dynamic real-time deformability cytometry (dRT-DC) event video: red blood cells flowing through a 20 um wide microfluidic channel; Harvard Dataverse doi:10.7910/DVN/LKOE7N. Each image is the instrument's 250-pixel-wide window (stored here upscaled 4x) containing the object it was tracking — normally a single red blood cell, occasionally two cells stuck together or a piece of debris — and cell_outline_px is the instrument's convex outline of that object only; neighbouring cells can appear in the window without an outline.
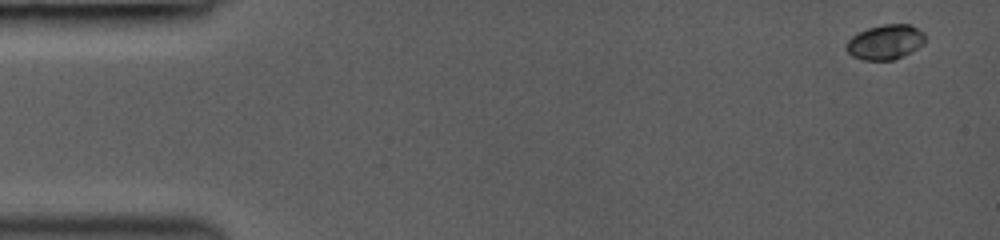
{"species": "common noctule bat (a hibernating species)", "species_latin": "Nyctalus noctula", "temperature_condition": "room temperature", "stored_images_in_passage": 12, "camera_frame_rate_fps": 3000, "um_per_image_px": 0.085, "animal": {"sex": "female", "body_mass_g": 19.0, "forearm_length_mm": 53.3}, "frame": {"image": 1, "passage_image": 1, "time_ms": 0.0, "image_size_px": [1000, 240], "cell_outline_px": [[924, 44], [912, 52], [892, 60], [864, 60], [852, 56], [844, 48], [844, 44], [852, 36], [868, 28], [884, 24], [908, 24], [924, 32]], "centroid_in_image_um": [75.23, 3.58], "position_along_channel_um": 9.8, "area_um2": 16.01}}
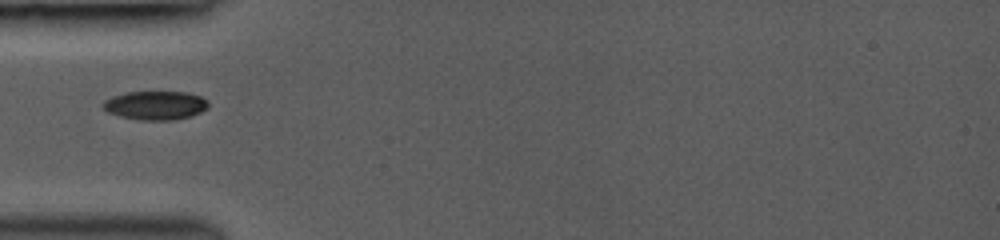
{"frame": {"image": 2, "passage_image": 6, "time_ms": 4.667, "image_size_px": [1000, 240], "cell_outline_px": [[208, 108], [192, 116], [172, 120], [140, 120], [120, 116], [108, 112], [100, 104], [104, 100], [112, 96], [128, 92], [184, 92], [200, 96], [208, 100]], "centroid_in_image_um": [13.21, 8.96], "position_along_channel_um": 71.8, "area_um2": 17.69}}
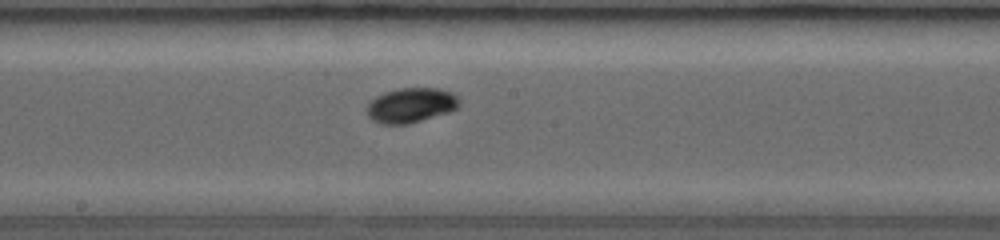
{"frame": {"image": 3, "passage_image": 12, "time_ms": 8.0, "image_size_px": [1000, 240], "cell_outline_px": [[460, 104], [456, 108], [448, 112], [408, 124], [380, 124], [372, 120], [368, 116], [368, 104], [376, 96], [384, 92], [396, 88], [440, 88], [452, 92], [460, 100]], "centroid_in_image_um": [34.93, 8.93], "position_along_channel_um": 213.3, "area_um2": 18.73}}